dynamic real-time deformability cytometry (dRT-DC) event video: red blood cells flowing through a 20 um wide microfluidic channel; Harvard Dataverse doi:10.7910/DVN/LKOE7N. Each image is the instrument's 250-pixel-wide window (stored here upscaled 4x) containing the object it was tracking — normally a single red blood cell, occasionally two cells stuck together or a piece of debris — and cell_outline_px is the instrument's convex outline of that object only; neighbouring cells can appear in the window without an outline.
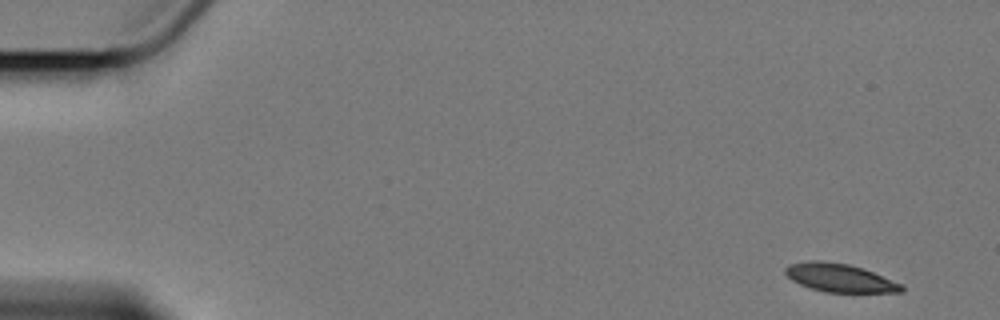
{"species": "Egyptian fruit bat (a non-hibernating species)", "species_latin": "Rousettus aegyptiacus", "temperature_condition": "cold", "stored_images_in_passage": 11, "camera_frame_rate_fps": 3000, "um_per_image_px": 0.085, "animal": {"sex": "female"}, "frame": {"image": 1, "passage_image": 1, "time_ms": 0.0, "image_size_px": [1000, 320], "cell_outline_px": [[904, 292], [824, 292], [800, 284], [792, 280], [784, 272], [784, 268], [788, 264], [812, 260], [820, 260], [848, 264], [872, 272], [904, 284]], "centroid_in_image_um": [71.38, 23.61], "position_along_channel_um": 13.6, "area_um2": 19.07}}
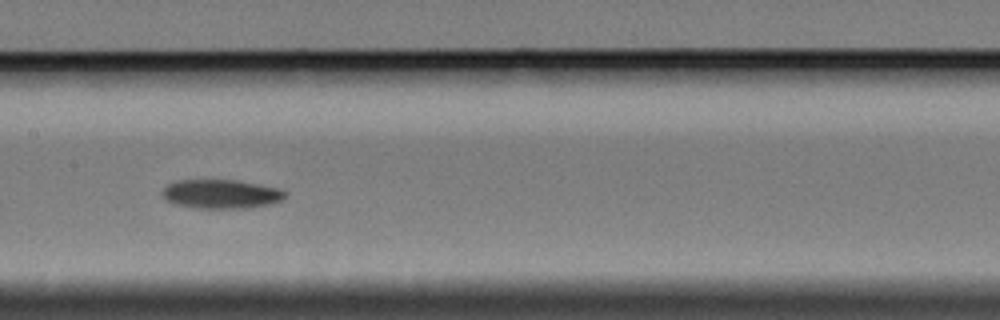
{"frame": {"image": 2, "passage_image": 8, "time_ms": 9.0, "image_size_px": [1000, 320], "cell_outline_px": [[288, 192], [284, 200], [268, 204], [248, 208], [196, 208], [172, 204], [164, 200], [160, 196], [160, 192], [168, 184], [176, 180], [236, 180], [276, 188]], "centroid_in_image_um": [18.73, 16.5], "position_along_channel_um": 188.7, "area_um2": 20.98}}
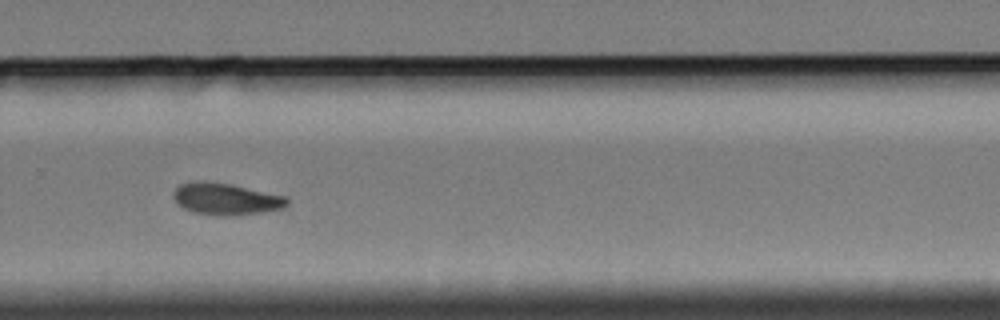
{"frame": {"image": 3, "passage_image": 11, "time_ms": 12.667, "image_size_px": [1000, 320], "cell_outline_px": [[288, 204], [280, 208], [264, 212], [228, 216], [220, 216], [192, 212], [176, 204], [172, 196], [176, 188], [180, 184], [204, 180], [232, 184], [288, 196]], "centroid_in_image_um": [19.19, 16.91], "position_along_channel_um": 310.6, "area_um2": 21.27}}